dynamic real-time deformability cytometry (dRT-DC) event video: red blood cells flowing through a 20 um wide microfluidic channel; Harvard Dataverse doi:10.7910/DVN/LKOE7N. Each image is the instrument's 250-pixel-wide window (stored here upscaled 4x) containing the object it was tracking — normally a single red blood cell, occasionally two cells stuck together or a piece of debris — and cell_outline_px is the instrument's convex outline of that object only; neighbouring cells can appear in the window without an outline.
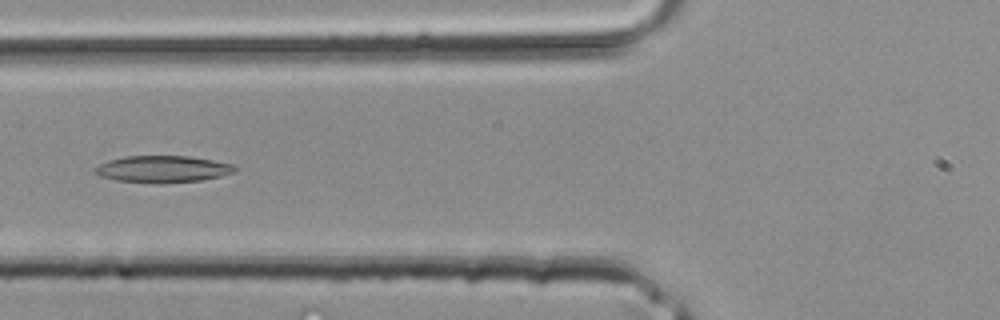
{"species": "common noctule bat (a hibernating species)", "species_latin": "Nyctalus noctula", "temperature_condition": "room temperature", "stored_images_in_passage": 28, "camera_frame_rate_fps": 3000, "um_per_image_px": 0.085, "animal": {"sex": "male", "body_mass_g": 20.4}, "frame": {"image": 1, "passage_image": 3, "time_ms": 0.667, "image_size_px": [1000, 320], "cell_outline_px": [[236, 172], [220, 176], [200, 180], [116, 180], [100, 176], [96, 172], [96, 168], [100, 164], [108, 160], [124, 156], [188, 156], [212, 160], [232, 164], [236, 168]], "centroid_in_image_um": [13.86, 14.31], "position_along_channel_um": 111.9, "area_um2": 20.52}}
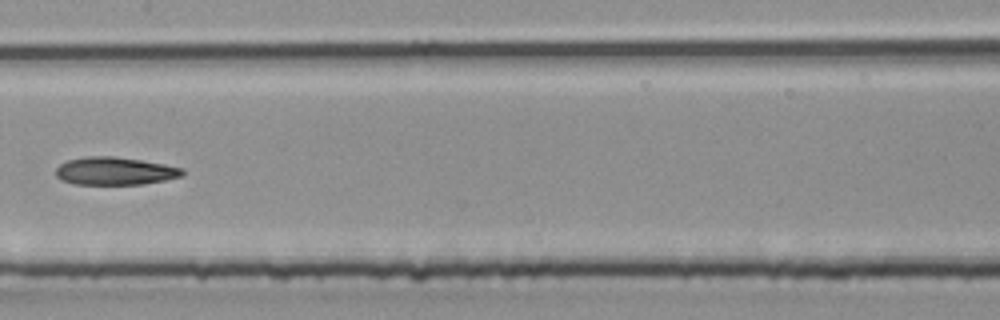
{"frame": {"image": 2, "passage_image": 8, "time_ms": 2.333, "image_size_px": [1000, 320], "cell_outline_px": [[184, 176], [144, 184], [76, 184], [60, 180], [56, 176], [56, 168], [60, 164], [68, 160], [88, 156], [112, 156], [140, 160], [164, 164], [184, 168]], "centroid_in_image_um": [9.78, 14.54], "position_along_channel_um": 197.6, "area_um2": 20.52}}
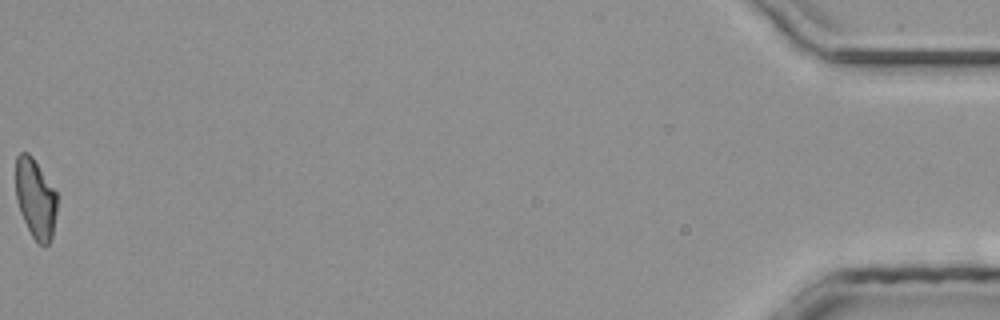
{"frame": {"image": 3, "passage_image": 28, "time_ms": 9.0, "image_size_px": [1000, 320], "cell_outline_px": [[56, 212], [52, 236], [48, 244], [44, 248], [32, 236], [20, 212], [16, 200], [16, 156], [20, 152], [28, 152], [32, 156], [56, 192]], "centroid_in_image_um": [3.0, 16.87], "position_along_channel_um": 432.2, "area_um2": 19.02}}